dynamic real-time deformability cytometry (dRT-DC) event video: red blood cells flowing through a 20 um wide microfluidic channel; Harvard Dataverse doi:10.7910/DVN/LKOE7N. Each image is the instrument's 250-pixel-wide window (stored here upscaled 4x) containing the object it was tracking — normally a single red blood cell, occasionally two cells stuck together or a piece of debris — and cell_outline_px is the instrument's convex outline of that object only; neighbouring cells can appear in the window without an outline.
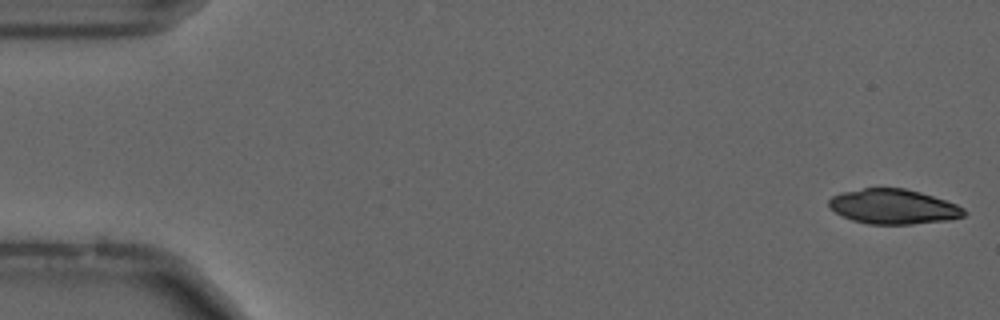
{"species": "common noctule bat (a hibernating species)", "species_latin": "Nyctalus noctula", "temperature_condition": "cold", "stored_images_in_passage": 54, "camera_frame_rate_fps": 3000, "um_per_image_px": 0.085, "animal": {"sex": "male", "forearm_length_mm": 52.5}, "frame": {"image": 1, "passage_image": 1, "time_ms": 0.0, "image_size_px": [1000, 320], "cell_outline_px": [[968, 212], [964, 216], [948, 220], [912, 224], [868, 224], [852, 220], [836, 212], [828, 204], [828, 200], [832, 196], [844, 192], [864, 188], [904, 188], [920, 192], [956, 204], [964, 208]], "centroid_in_image_um": [75.96, 17.57], "position_along_channel_um": 9.0, "area_um2": 27.22}}
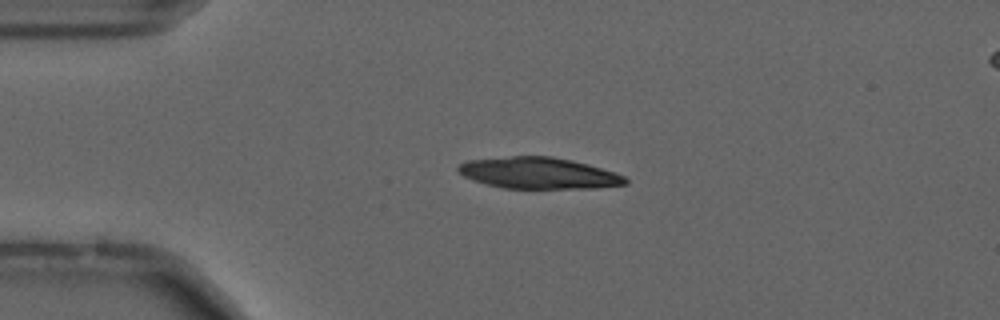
{"frame": {"image": 2, "passage_image": 12, "time_ms": 3.667, "image_size_px": [1000, 320], "cell_outline_px": [[628, 184], [596, 188], [504, 188], [488, 184], [464, 176], [456, 168], [460, 164], [468, 160], [512, 156], [552, 156], [572, 160], [588, 164], [616, 172], [624, 176], [628, 180]], "centroid_in_image_um": [45.84, 14.71], "position_along_channel_um": 39.2, "area_um2": 30.4}}